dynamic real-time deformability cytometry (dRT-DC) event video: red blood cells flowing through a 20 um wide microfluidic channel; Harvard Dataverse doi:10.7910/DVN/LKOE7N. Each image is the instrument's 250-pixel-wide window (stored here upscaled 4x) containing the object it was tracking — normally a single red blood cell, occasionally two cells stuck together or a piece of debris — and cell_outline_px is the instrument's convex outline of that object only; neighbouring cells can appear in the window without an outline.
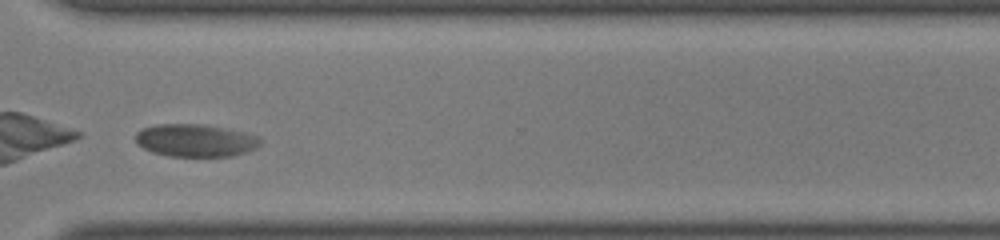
{"species": "common noctule bat (a hibernating species)", "species_latin": "Nyctalus noctula", "temperature_condition": "room temperature", "stored_images_in_passage": 32, "camera_frame_rate_fps": 3000, "um_per_image_px": 0.085, "animal": {"sex": "male", "body_mass_g": 19.0, "forearm_length_mm": 50.8}, "frame": {"image": 1, "passage_image": 25, "time_ms": 8.0, "image_size_px": [1000, 240], "cell_outline_px": [[260, 144], [256, 148], [232, 156], [168, 156], [152, 152], [136, 144], [136, 132], [140, 128], [156, 124], [200, 124], [244, 132], [260, 136]], "centroid_in_image_um": [16.57, 11.93], "position_along_channel_um": 354.0, "area_um2": 23.7}}